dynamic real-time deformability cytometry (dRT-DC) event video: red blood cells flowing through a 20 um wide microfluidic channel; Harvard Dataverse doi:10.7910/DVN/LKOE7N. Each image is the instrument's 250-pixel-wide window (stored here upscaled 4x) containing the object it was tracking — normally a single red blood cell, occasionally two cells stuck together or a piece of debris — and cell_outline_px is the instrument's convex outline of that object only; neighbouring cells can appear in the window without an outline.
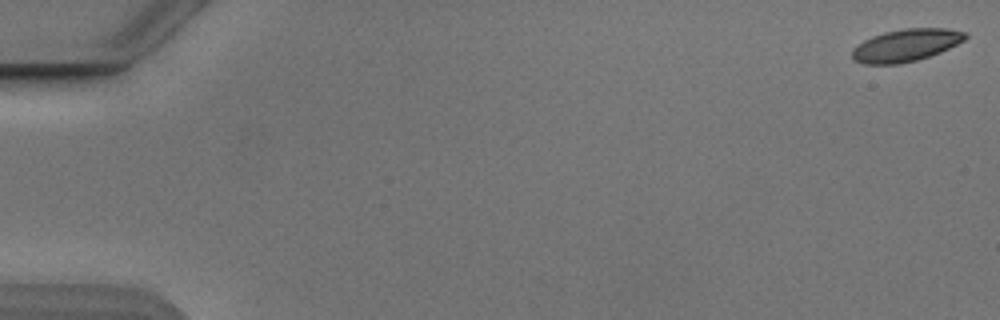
{"species": "Egyptian fruit bat (a non-hibernating species)", "species_latin": "Rousettus aegyptiacus", "temperature_condition": "cold", "stored_images_in_passage": 49, "camera_frame_rate_fps": 3000, "um_per_image_px": 0.085, "animal": {"sex": "male"}, "frame": {"image": 1, "passage_image": 1, "time_ms": 0.0, "image_size_px": [1000, 320], "cell_outline_px": [[968, 36], [964, 40], [940, 52], [916, 60], [900, 64], [864, 64], [852, 60], [852, 48], [864, 40], [872, 36], [884, 32], [904, 28], [944, 28], [964, 32]], "centroid_in_image_um": [76.95, 3.85], "position_along_channel_um": 8.0, "area_um2": 21.27}}
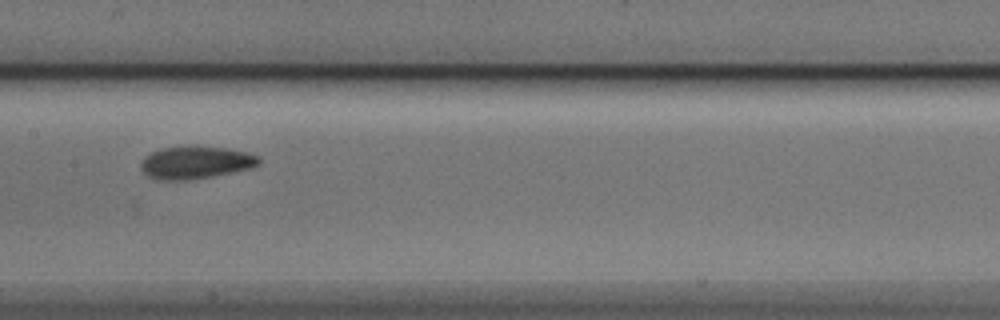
{"frame": {"image": 2, "passage_image": 28, "time_ms": 9.0, "image_size_px": [1000, 320], "cell_outline_px": [[260, 164], [252, 168], [212, 176], [188, 180], [160, 180], [148, 176], [144, 172], [140, 164], [144, 156], [160, 148], [192, 144], [196, 144], [224, 148], [244, 152], [260, 156]], "centroid_in_image_um": [16.62, 13.78], "position_along_channel_um": 190.8, "area_um2": 22.77}}
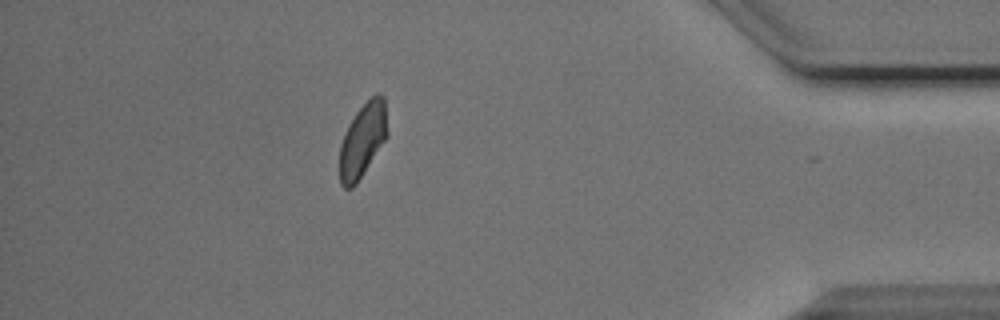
{"frame": {"image": 3, "passage_image": 48, "time_ms": 15.667, "image_size_px": [1000, 320], "cell_outline_px": [[388, 132], [384, 140], [356, 184], [352, 188], [344, 188], [340, 184], [340, 148], [348, 124], [356, 112], [376, 92], [380, 92], [384, 96]], "centroid_in_image_um": [30.83, 11.88], "position_along_channel_um": 404.4, "area_um2": 20.23}, "authors_computed_cell_mechanics": {"area_um2": 21.675, "velocity_mm_per_s": 3.8391, "shape_relaxation_time_tau1_ms": 5.4676, "shape_relaxation_time_tau2_ms": 2.5028, "deformation_change_tau1": 0.1263, "deformation_change_tau2": 0.0739}}